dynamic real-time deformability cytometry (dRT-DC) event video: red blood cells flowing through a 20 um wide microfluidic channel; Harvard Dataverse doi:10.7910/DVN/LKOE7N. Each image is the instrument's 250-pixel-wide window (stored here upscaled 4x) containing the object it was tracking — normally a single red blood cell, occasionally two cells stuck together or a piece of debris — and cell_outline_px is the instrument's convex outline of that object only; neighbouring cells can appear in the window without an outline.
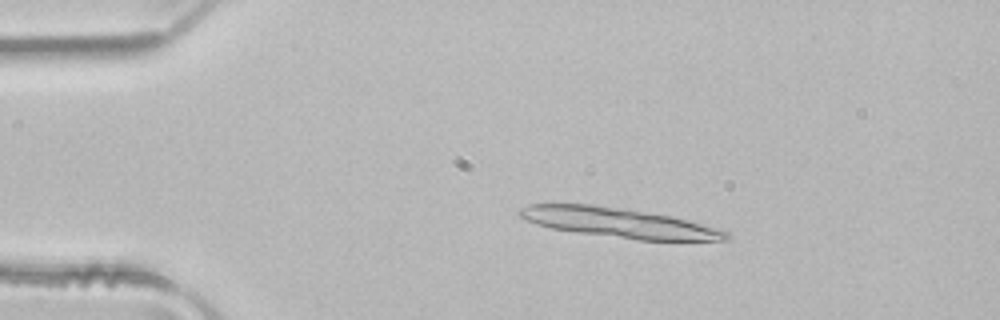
{"species": "common noctule bat (a hibernating species)", "species_latin": "Nyctalus noctula", "temperature_condition": "room temperature", "stored_images_in_passage": 4, "camera_frame_rate_fps": 3000, "um_per_image_px": 0.085, "animal": {"sex": "male", "body_mass_g": 21.5, "forearm_length_mm": 52.0}, "frame": {"image": 1, "passage_image": 3, "time_ms": 0.667, "image_size_px": [1000, 320], "cell_outline_px": [[728, 240], [636, 240], [576, 232], [552, 228], [536, 224], [520, 216], [516, 212], [520, 208], [528, 204], [588, 204], [672, 216], [688, 220], [728, 232]], "centroid_in_image_um": [52.55, 18.94], "position_along_channel_um": 32.5, "area_um2": 35.08}}